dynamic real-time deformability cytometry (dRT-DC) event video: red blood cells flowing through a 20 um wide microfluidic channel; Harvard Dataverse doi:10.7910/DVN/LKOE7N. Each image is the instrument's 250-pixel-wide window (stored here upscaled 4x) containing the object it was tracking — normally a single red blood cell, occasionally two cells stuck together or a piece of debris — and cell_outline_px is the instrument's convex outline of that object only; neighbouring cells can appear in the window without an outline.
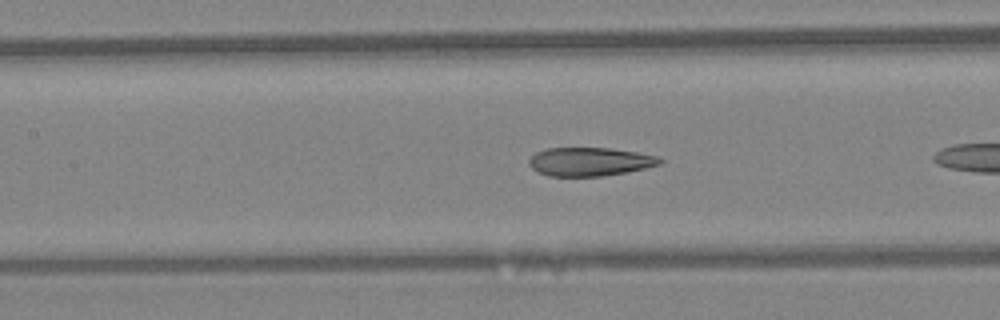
{"species": "Egyptian fruit bat (a non-hibernating species)", "species_latin": "Rousettus aegyptiacus", "temperature_condition": "warm", "stored_images_in_passage": 9, "camera_frame_rate_fps": 3000, "um_per_image_px": 0.085, "animal": {"sex": "female"}, "frame": {"image": 1, "passage_image": 7, "time_ms": 2.0, "image_size_px": [1000, 320], "cell_outline_px": [[664, 160], [660, 164], [628, 172], [600, 176], [548, 176], [532, 168], [528, 164], [528, 160], [536, 152], [544, 148], [608, 148], [636, 152], [656, 156]], "centroid_in_image_um": [50.11, 13.74], "position_along_channel_um": 157.3, "area_um2": 21.68}}